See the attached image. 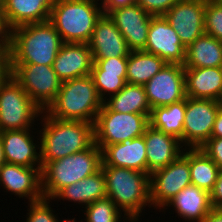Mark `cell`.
Instances as JSON below:
<instances>
[{
    "label": "cell",
    "mask_w": 222,
    "mask_h": 222,
    "mask_svg": "<svg viewBox=\"0 0 222 222\" xmlns=\"http://www.w3.org/2000/svg\"><path fill=\"white\" fill-rule=\"evenodd\" d=\"M144 88L151 109L184 100V65L167 63L144 85Z\"/></svg>",
    "instance_id": "12"
},
{
    "label": "cell",
    "mask_w": 222,
    "mask_h": 222,
    "mask_svg": "<svg viewBox=\"0 0 222 222\" xmlns=\"http://www.w3.org/2000/svg\"><path fill=\"white\" fill-rule=\"evenodd\" d=\"M200 149L222 169V138L211 137Z\"/></svg>",
    "instance_id": "38"
},
{
    "label": "cell",
    "mask_w": 222,
    "mask_h": 222,
    "mask_svg": "<svg viewBox=\"0 0 222 222\" xmlns=\"http://www.w3.org/2000/svg\"><path fill=\"white\" fill-rule=\"evenodd\" d=\"M128 57L93 59L92 70H105L112 73H127Z\"/></svg>",
    "instance_id": "35"
},
{
    "label": "cell",
    "mask_w": 222,
    "mask_h": 222,
    "mask_svg": "<svg viewBox=\"0 0 222 222\" xmlns=\"http://www.w3.org/2000/svg\"><path fill=\"white\" fill-rule=\"evenodd\" d=\"M129 168L147 173L146 145L144 136L126 139L102 149V165Z\"/></svg>",
    "instance_id": "21"
},
{
    "label": "cell",
    "mask_w": 222,
    "mask_h": 222,
    "mask_svg": "<svg viewBox=\"0 0 222 222\" xmlns=\"http://www.w3.org/2000/svg\"><path fill=\"white\" fill-rule=\"evenodd\" d=\"M167 63L155 54L131 51L128 56L126 83L145 85Z\"/></svg>",
    "instance_id": "29"
},
{
    "label": "cell",
    "mask_w": 222,
    "mask_h": 222,
    "mask_svg": "<svg viewBox=\"0 0 222 222\" xmlns=\"http://www.w3.org/2000/svg\"><path fill=\"white\" fill-rule=\"evenodd\" d=\"M48 200V201H47ZM50 199L42 198L37 201L29 202L26 222H57L56 215L53 214V209L51 210Z\"/></svg>",
    "instance_id": "34"
},
{
    "label": "cell",
    "mask_w": 222,
    "mask_h": 222,
    "mask_svg": "<svg viewBox=\"0 0 222 222\" xmlns=\"http://www.w3.org/2000/svg\"><path fill=\"white\" fill-rule=\"evenodd\" d=\"M3 7H4V0H0V15L2 13Z\"/></svg>",
    "instance_id": "46"
},
{
    "label": "cell",
    "mask_w": 222,
    "mask_h": 222,
    "mask_svg": "<svg viewBox=\"0 0 222 222\" xmlns=\"http://www.w3.org/2000/svg\"><path fill=\"white\" fill-rule=\"evenodd\" d=\"M171 205L181 218L190 222H202L213 209L210 193L193 184L182 189L166 206Z\"/></svg>",
    "instance_id": "24"
},
{
    "label": "cell",
    "mask_w": 222,
    "mask_h": 222,
    "mask_svg": "<svg viewBox=\"0 0 222 222\" xmlns=\"http://www.w3.org/2000/svg\"><path fill=\"white\" fill-rule=\"evenodd\" d=\"M42 112L12 75L0 82V132L29 129Z\"/></svg>",
    "instance_id": "7"
},
{
    "label": "cell",
    "mask_w": 222,
    "mask_h": 222,
    "mask_svg": "<svg viewBox=\"0 0 222 222\" xmlns=\"http://www.w3.org/2000/svg\"><path fill=\"white\" fill-rule=\"evenodd\" d=\"M124 216H127L126 218H129V219L125 218V220L127 221L130 220L129 222H136L138 220V217H140L139 214H124ZM118 222H121V221L119 220Z\"/></svg>",
    "instance_id": "45"
},
{
    "label": "cell",
    "mask_w": 222,
    "mask_h": 222,
    "mask_svg": "<svg viewBox=\"0 0 222 222\" xmlns=\"http://www.w3.org/2000/svg\"><path fill=\"white\" fill-rule=\"evenodd\" d=\"M137 0H102L100 3L104 14H108L111 10L136 4Z\"/></svg>",
    "instance_id": "40"
},
{
    "label": "cell",
    "mask_w": 222,
    "mask_h": 222,
    "mask_svg": "<svg viewBox=\"0 0 222 222\" xmlns=\"http://www.w3.org/2000/svg\"><path fill=\"white\" fill-rule=\"evenodd\" d=\"M186 97L222 102V67L185 68Z\"/></svg>",
    "instance_id": "23"
},
{
    "label": "cell",
    "mask_w": 222,
    "mask_h": 222,
    "mask_svg": "<svg viewBox=\"0 0 222 222\" xmlns=\"http://www.w3.org/2000/svg\"><path fill=\"white\" fill-rule=\"evenodd\" d=\"M210 201L213 208H222V169L219 170L217 181L210 192Z\"/></svg>",
    "instance_id": "39"
},
{
    "label": "cell",
    "mask_w": 222,
    "mask_h": 222,
    "mask_svg": "<svg viewBox=\"0 0 222 222\" xmlns=\"http://www.w3.org/2000/svg\"><path fill=\"white\" fill-rule=\"evenodd\" d=\"M98 1L54 0L49 22L64 43L88 44L97 21L104 14Z\"/></svg>",
    "instance_id": "4"
},
{
    "label": "cell",
    "mask_w": 222,
    "mask_h": 222,
    "mask_svg": "<svg viewBox=\"0 0 222 222\" xmlns=\"http://www.w3.org/2000/svg\"><path fill=\"white\" fill-rule=\"evenodd\" d=\"M178 0H137L136 3L152 16H163Z\"/></svg>",
    "instance_id": "36"
},
{
    "label": "cell",
    "mask_w": 222,
    "mask_h": 222,
    "mask_svg": "<svg viewBox=\"0 0 222 222\" xmlns=\"http://www.w3.org/2000/svg\"><path fill=\"white\" fill-rule=\"evenodd\" d=\"M206 0H178L163 16L187 47L205 34Z\"/></svg>",
    "instance_id": "13"
},
{
    "label": "cell",
    "mask_w": 222,
    "mask_h": 222,
    "mask_svg": "<svg viewBox=\"0 0 222 222\" xmlns=\"http://www.w3.org/2000/svg\"><path fill=\"white\" fill-rule=\"evenodd\" d=\"M7 35L11 63L53 66L64 43L49 21L21 25L10 30Z\"/></svg>",
    "instance_id": "2"
},
{
    "label": "cell",
    "mask_w": 222,
    "mask_h": 222,
    "mask_svg": "<svg viewBox=\"0 0 222 222\" xmlns=\"http://www.w3.org/2000/svg\"><path fill=\"white\" fill-rule=\"evenodd\" d=\"M222 67V41L203 34L186 47L184 68Z\"/></svg>",
    "instance_id": "26"
},
{
    "label": "cell",
    "mask_w": 222,
    "mask_h": 222,
    "mask_svg": "<svg viewBox=\"0 0 222 222\" xmlns=\"http://www.w3.org/2000/svg\"><path fill=\"white\" fill-rule=\"evenodd\" d=\"M108 97L104 104L111 111L137 114L151 113L144 85L126 83L117 94Z\"/></svg>",
    "instance_id": "28"
},
{
    "label": "cell",
    "mask_w": 222,
    "mask_h": 222,
    "mask_svg": "<svg viewBox=\"0 0 222 222\" xmlns=\"http://www.w3.org/2000/svg\"><path fill=\"white\" fill-rule=\"evenodd\" d=\"M147 158V174L166 167L175 161L182 153L183 146L178 138L165 134L150 125L144 134Z\"/></svg>",
    "instance_id": "20"
},
{
    "label": "cell",
    "mask_w": 222,
    "mask_h": 222,
    "mask_svg": "<svg viewBox=\"0 0 222 222\" xmlns=\"http://www.w3.org/2000/svg\"><path fill=\"white\" fill-rule=\"evenodd\" d=\"M150 114L118 113L105 104L94 124L95 144L102 150L107 145L142 136L149 126Z\"/></svg>",
    "instance_id": "8"
},
{
    "label": "cell",
    "mask_w": 222,
    "mask_h": 222,
    "mask_svg": "<svg viewBox=\"0 0 222 222\" xmlns=\"http://www.w3.org/2000/svg\"><path fill=\"white\" fill-rule=\"evenodd\" d=\"M40 129V161L43 168L48 162L64 158L90 148L95 143L94 124L85 121L59 120L42 112Z\"/></svg>",
    "instance_id": "1"
},
{
    "label": "cell",
    "mask_w": 222,
    "mask_h": 222,
    "mask_svg": "<svg viewBox=\"0 0 222 222\" xmlns=\"http://www.w3.org/2000/svg\"><path fill=\"white\" fill-rule=\"evenodd\" d=\"M93 57L86 43H63L53 62V70L64 82L91 75Z\"/></svg>",
    "instance_id": "18"
},
{
    "label": "cell",
    "mask_w": 222,
    "mask_h": 222,
    "mask_svg": "<svg viewBox=\"0 0 222 222\" xmlns=\"http://www.w3.org/2000/svg\"><path fill=\"white\" fill-rule=\"evenodd\" d=\"M41 171L42 167L5 163L0 167V185L19 198L29 197V202L40 200L43 198Z\"/></svg>",
    "instance_id": "16"
},
{
    "label": "cell",
    "mask_w": 222,
    "mask_h": 222,
    "mask_svg": "<svg viewBox=\"0 0 222 222\" xmlns=\"http://www.w3.org/2000/svg\"><path fill=\"white\" fill-rule=\"evenodd\" d=\"M211 137H221L222 138V108L219 110L216 120L214 122Z\"/></svg>",
    "instance_id": "41"
},
{
    "label": "cell",
    "mask_w": 222,
    "mask_h": 222,
    "mask_svg": "<svg viewBox=\"0 0 222 222\" xmlns=\"http://www.w3.org/2000/svg\"><path fill=\"white\" fill-rule=\"evenodd\" d=\"M219 167L200 148L190 149L191 184L209 193L217 181Z\"/></svg>",
    "instance_id": "30"
},
{
    "label": "cell",
    "mask_w": 222,
    "mask_h": 222,
    "mask_svg": "<svg viewBox=\"0 0 222 222\" xmlns=\"http://www.w3.org/2000/svg\"><path fill=\"white\" fill-rule=\"evenodd\" d=\"M185 150L175 161L150 174V200L155 209H165L176 194L191 184L190 149Z\"/></svg>",
    "instance_id": "10"
},
{
    "label": "cell",
    "mask_w": 222,
    "mask_h": 222,
    "mask_svg": "<svg viewBox=\"0 0 222 222\" xmlns=\"http://www.w3.org/2000/svg\"><path fill=\"white\" fill-rule=\"evenodd\" d=\"M6 163L5 157H4V150H3V143H2V137L0 134V167Z\"/></svg>",
    "instance_id": "43"
},
{
    "label": "cell",
    "mask_w": 222,
    "mask_h": 222,
    "mask_svg": "<svg viewBox=\"0 0 222 222\" xmlns=\"http://www.w3.org/2000/svg\"><path fill=\"white\" fill-rule=\"evenodd\" d=\"M202 222H222V208H213Z\"/></svg>",
    "instance_id": "42"
},
{
    "label": "cell",
    "mask_w": 222,
    "mask_h": 222,
    "mask_svg": "<svg viewBox=\"0 0 222 222\" xmlns=\"http://www.w3.org/2000/svg\"><path fill=\"white\" fill-rule=\"evenodd\" d=\"M101 165L102 150L95 143L88 149L48 162L41 171L43 197L52 200L62 188L95 174Z\"/></svg>",
    "instance_id": "5"
},
{
    "label": "cell",
    "mask_w": 222,
    "mask_h": 222,
    "mask_svg": "<svg viewBox=\"0 0 222 222\" xmlns=\"http://www.w3.org/2000/svg\"><path fill=\"white\" fill-rule=\"evenodd\" d=\"M101 169L106 178L107 197L124 214L141 215L144 207L152 206L149 174L114 166H101Z\"/></svg>",
    "instance_id": "6"
},
{
    "label": "cell",
    "mask_w": 222,
    "mask_h": 222,
    "mask_svg": "<svg viewBox=\"0 0 222 222\" xmlns=\"http://www.w3.org/2000/svg\"><path fill=\"white\" fill-rule=\"evenodd\" d=\"M186 111L184 100L151 109L149 125L165 134L178 138L183 143V126Z\"/></svg>",
    "instance_id": "27"
},
{
    "label": "cell",
    "mask_w": 222,
    "mask_h": 222,
    "mask_svg": "<svg viewBox=\"0 0 222 222\" xmlns=\"http://www.w3.org/2000/svg\"><path fill=\"white\" fill-rule=\"evenodd\" d=\"M11 75L22 86L32 101L45 111L53 102L62 81L53 66L32 63H11Z\"/></svg>",
    "instance_id": "9"
},
{
    "label": "cell",
    "mask_w": 222,
    "mask_h": 222,
    "mask_svg": "<svg viewBox=\"0 0 222 222\" xmlns=\"http://www.w3.org/2000/svg\"><path fill=\"white\" fill-rule=\"evenodd\" d=\"M127 73H112L105 70H91V77L103 101L107 100L105 96L117 94L126 84ZM105 96V97H104Z\"/></svg>",
    "instance_id": "31"
},
{
    "label": "cell",
    "mask_w": 222,
    "mask_h": 222,
    "mask_svg": "<svg viewBox=\"0 0 222 222\" xmlns=\"http://www.w3.org/2000/svg\"><path fill=\"white\" fill-rule=\"evenodd\" d=\"M103 104L91 75H87L62 82L61 89L45 112L59 120L95 124Z\"/></svg>",
    "instance_id": "3"
},
{
    "label": "cell",
    "mask_w": 222,
    "mask_h": 222,
    "mask_svg": "<svg viewBox=\"0 0 222 222\" xmlns=\"http://www.w3.org/2000/svg\"><path fill=\"white\" fill-rule=\"evenodd\" d=\"M85 208L86 222H118L121 220V209L109 197L99 199Z\"/></svg>",
    "instance_id": "32"
},
{
    "label": "cell",
    "mask_w": 222,
    "mask_h": 222,
    "mask_svg": "<svg viewBox=\"0 0 222 222\" xmlns=\"http://www.w3.org/2000/svg\"><path fill=\"white\" fill-rule=\"evenodd\" d=\"M221 108V101L186 97L183 126V146L188 147L186 149H198L211 138L214 122Z\"/></svg>",
    "instance_id": "11"
},
{
    "label": "cell",
    "mask_w": 222,
    "mask_h": 222,
    "mask_svg": "<svg viewBox=\"0 0 222 222\" xmlns=\"http://www.w3.org/2000/svg\"><path fill=\"white\" fill-rule=\"evenodd\" d=\"M213 1L222 6V0H213Z\"/></svg>",
    "instance_id": "48"
},
{
    "label": "cell",
    "mask_w": 222,
    "mask_h": 222,
    "mask_svg": "<svg viewBox=\"0 0 222 222\" xmlns=\"http://www.w3.org/2000/svg\"><path fill=\"white\" fill-rule=\"evenodd\" d=\"M105 197H107L106 178L102 169H100L95 174L62 188L52 200L61 198L81 205L85 204L86 207Z\"/></svg>",
    "instance_id": "25"
},
{
    "label": "cell",
    "mask_w": 222,
    "mask_h": 222,
    "mask_svg": "<svg viewBox=\"0 0 222 222\" xmlns=\"http://www.w3.org/2000/svg\"><path fill=\"white\" fill-rule=\"evenodd\" d=\"M8 32L5 30L3 22L1 20V15H0V38H8Z\"/></svg>",
    "instance_id": "44"
},
{
    "label": "cell",
    "mask_w": 222,
    "mask_h": 222,
    "mask_svg": "<svg viewBox=\"0 0 222 222\" xmlns=\"http://www.w3.org/2000/svg\"><path fill=\"white\" fill-rule=\"evenodd\" d=\"M159 56L168 64L184 65L186 47L164 16H153L147 42L142 50Z\"/></svg>",
    "instance_id": "14"
},
{
    "label": "cell",
    "mask_w": 222,
    "mask_h": 222,
    "mask_svg": "<svg viewBox=\"0 0 222 222\" xmlns=\"http://www.w3.org/2000/svg\"><path fill=\"white\" fill-rule=\"evenodd\" d=\"M88 45L93 59L128 57L131 52L124 36L106 14L97 21Z\"/></svg>",
    "instance_id": "17"
},
{
    "label": "cell",
    "mask_w": 222,
    "mask_h": 222,
    "mask_svg": "<svg viewBox=\"0 0 222 222\" xmlns=\"http://www.w3.org/2000/svg\"><path fill=\"white\" fill-rule=\"evenodd\" d=\"M204 29L205 34L222 41V6L213 0H206Z\"/></svg>",
    "instance_id": "33"
},
{
    "label": "cell",
    "mask_w": 222,
    "mask_h": 222,
    "mask_svg": "<svg viewBox=\"0 0 222 222\" xmlns=\"http://www.w3.org/2000/svg\"><path fill=\"white\" fill-rule=\"evenodd\" d=\"M11 58L8 38H0V82L11 76Z\"/></svg>",
    "instance_id": "37"
},
{
    "label": "cell",
    "mask_w": 222,
    "mask_h": 222,
    "mask_svg": "<svg viewBox=\"0 0 222 222\" xmlns=\"http://www.w3.org/2000/svg\"><path fill=\"white\" fill-rule=\"evenodd\" d=\"M107 15L124 36L131 51L145 48L152 15L137 3L113 9Z\"/></svg>",
    "instance_id": "15"
},
{
    "label": "cell",
    "mask_w": 222,
    "mask_h": 222,
    "mask_svg": "<svg viewBox=\"0 0 222 222\" xmlns=\"http://www.w3.org/2000/svg\"><path fill=\"white\" fill-rule=\"evenodd\" d=\"M31 129L1 131L6 163L25 167H41L40 145L34 143ZM37 165V166H36Z\"/></svg>",
    "instance_id": "22"
},
{
    "label": "cell",
    "mask_w": 222,
    "mask_h": 222,
    "mask_svg": "<svg viewBox=\"0 0 222 222\" xmlns=\"http://www.w3.org/2000/svg\"><path fill=\"white\" fill-rule=\"evenodd\" d=\"M57 222H59V220H57ZM62 222H76V221H75V218H74V219H72V220H70V219L66 220V219H65V221H62Z\"/></svg>",
    "instance_id": "47"
},
{
    "label": "cell",
    "mask_w": 222,
    "mask_h": 222,
    "mask_svg": "<svg viewBox=\"0 0 222 222\" xmlns=\"http://www.w3.org/2000/svg\"><path fill=\"white\" fill-rule=\"evenodd\" d=\"M53 4L54 0H4L1 20L5 30L49 21Z\"/></svg>",
    "instance_id": "19"
}]
</instances>
